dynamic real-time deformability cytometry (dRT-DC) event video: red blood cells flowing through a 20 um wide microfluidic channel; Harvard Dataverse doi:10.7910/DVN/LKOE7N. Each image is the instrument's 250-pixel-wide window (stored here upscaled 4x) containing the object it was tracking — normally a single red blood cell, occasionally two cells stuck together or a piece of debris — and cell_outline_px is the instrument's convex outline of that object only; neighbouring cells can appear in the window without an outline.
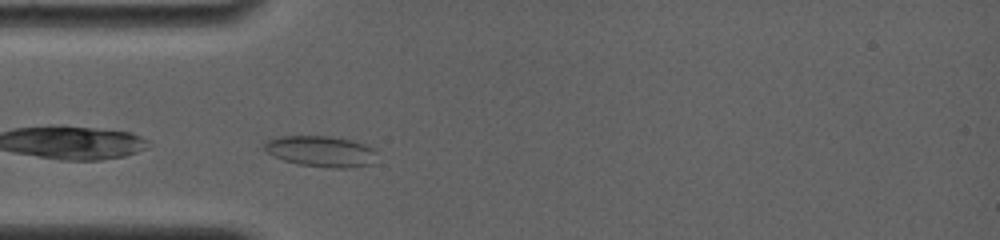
{"species": "common noctule bat (a hibernating species)", "species_latin": "Nyctalus noctula", "temperature_condition": "room temperature", "stored_images_in_passage": 29, "camera_frame_rate_fps": 4000, "um_per_image_px": 0.085, "animal": {"sex": "female", "body_mass_g": 19.0, "forearm_length_mm": 56.7}, "frame": {"image": 1, "passage_image": 3, "time_ms": 0.5, "image_size_px": [1000, 240], "cell_outline_px": [[376, 152], [368, 164], [352, 168], [324, 168], [296, 164], [272, 156], [264, 148], [264, 144], [268, 140], [280, 136], [332, 136], [352, 140], [364, 144], [372, 148]], "centroid_in_image_um": [27.23, 12.86], "position_along_channel_um": 57.8, "area_um2": 20.23}}
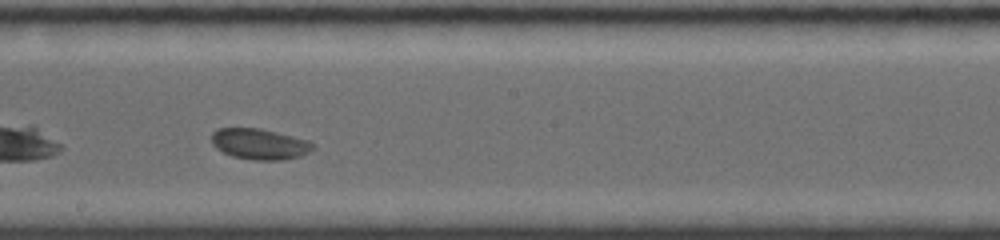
{"frame": {"image": 2, "passage_image": 16, "time_ms": 5.0, "image_size_px": [1000, 240], "cell_outline_px": [[316, 148], [300, 156], [284, 160], [252, 160], [232, 156], [216, 148], [212, 144], [212, 132], [220, 128], [260, 128], [308, 140], [316, 144]], "centroid_in_image_um": [22.09, 12.25], "position_along_channel_um": 226.1, "area_um2": 18.26}}
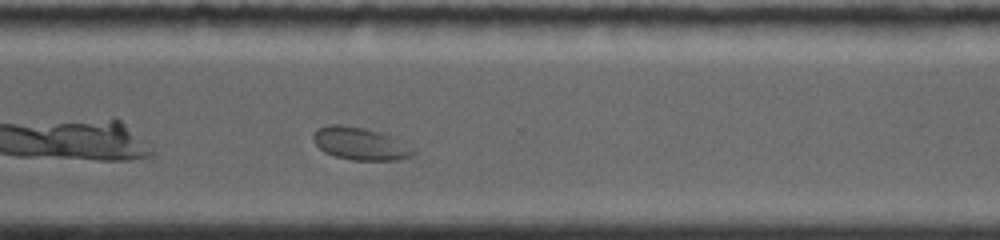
{"frame": {"image": 3, "passage_image": 24, "time_ms": 8.0, "image_size_px": [1000, 240], "cell_outline_px": [[416, 152], [412, 156], [400, 160], [352, 160], [336, 156], [324, 152], [312, 140], [312, 136], [320, 128], [328, 124], [340, 124], [364, 128], [388, 136]], "centroid_in_image_um": [30.54, 12.22], "position_along_channel_um": 340.1, "area_um2": 18.38}, "authors_computed_cell_mechanics": {"area_um2": 18.6694, "velocity_mm_per_s": 3.7761, "shape_relaxation_time_tau1_ms": null, "shape_relaxation_time_tau2_ms": 0.784, "deformation_change_tau1": null, "deformation_change_tau2": 0.0375}}